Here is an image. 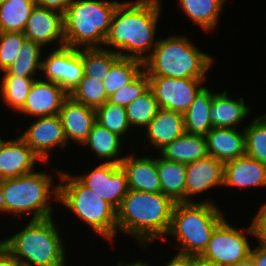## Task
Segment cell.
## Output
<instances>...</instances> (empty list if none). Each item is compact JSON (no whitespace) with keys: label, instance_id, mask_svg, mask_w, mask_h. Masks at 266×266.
<instances>
[{"label":"cell","instance_id":"6da1fadb","mask_svg":"<svg viewBox=\"0 0 266 266\" xmlns=\"http://www.w3.org/2000/svg\"><path fill=\"white\" fill-rule=\"evenodd\" d=\"M161 1L120 2L113 14L104 45L114 47L113 51L120 57L134 58L144 62L158 42L155 34L161 8H163Z\"/></svg>","mask_w":266,"mask_h":266},{"label":"cell","instance_id":"7a4b0ae2","mask_svg":"<svg viewBox=\"0 0 266 266\" xmlns=\"http://www.w3.org/2000/svg\"><path fill=\"white\" fill-rule=\"evenodd\" d=\"M174 204L162 192L129 189L117 210V233L122 231L130 235L144 247L160 237L165 241Z\"/></svg>","mask_w":266,"mask_h":266},{"label":"cell","instance_id":"3957f363","mask_svg":"<svg viewBox=\"0 0 266 266\" xmlns=\"http://www.w3.org/2000/svg\"><path fill=\"white\" fill-rule=\"evenodd\" d=\"M50 176L40 171L0 180V212L32 214L31 220L53 217L49 204L50 199L59 201V184L53 186Z\"/></svg>","mask_w":266,"mask_h":266},{"label":"cell","instance_id":"277c9868","mask_svg":"<svg viewBox=\"0 0 266 266\" xmlns=\"http://www.w3.org/2000/svg\"><path fill=\"white\" fill-rule=\"evenodd\" d=\"M213 60L187 37L172 35L158 40L151 55L143 62V69L148 76L206 78Z\"/></svg>","mask_w":266,"mask_h":266},{"label":"cell","instance_id":"5b68a950","mask_svg":"<svg viewBox=\"0 0 266 266\" xmlns=\"http://www.w3.org/2000/svg\"><path fill=\"white\" fill-rule=\"evenodd\" d=\"M53 218L30 220L20 232L2 240L12 258L27 266H66L65 246Z\"/></svg>","mask_w":266,"mask_h":266},{"label":"cell","instance_id":"8992f818","mask_svg":"<svg viewBox=\"0 0 266 266\" xmlns=\"http://www.w3.org/2000/svg\"><path fill=\"white\" fill-rule=\"evenodd\" d=\"M223 219L221 210L213 200L175 203L167 236L176 238L180 245L179 254L200 256Z\"/></svg>","mask_w":266,"mask_h":266},{"label":"cell","instance_id":"52a82bcc","mask_svg":"<svg viewBox=\"0 0 266 266\" xmlns=\"http://www.w3.org/2000/svg\"><path fill=\"white\" fill-rule=\"evenodd\" d=\"M118 1L72 0L63 14L65 46L102 48Z\"/></svg>","mask_w":266,"mask_h":266},{"label":"cell","instance_id":"ba28073f","mask_svg":"<svg viewBox=\"0 0 266 266\" xmlns=\"http://www.w3.org/2000/svg\"><path fill=\"white\" fill-rule=\"evenodd\" d=\"M59 201L94 232L113 242L117 233V211L76 176L58 170ZM63 184H62V183Z\"/></svg>","mask_w":266,"mask_h":266},{"label":"cell","instance_id":"9c48e42d","mask_svg":"<svg viewBox=\"0 0 266 266\" xmlns=\"http://www.w3.org/2000/svg\"><path fill=\"white\" fill-rule=\"evenodd\" d=\"M244 233L253 236L251 224L246 229H238L224 218L214 229L206 249L200 256L219 266L241 262L250 255L251 250Z\"/></svg>","mask_w":266,"mask_h":266},{"label":"cell","instance_id":"30bf717a","mask_svg":"<svg viewBox=\"0 0 266 266\" xmlns=\"http://www.w3.org/2000/svg\"><path fill=\"white\" fill-rule=\"evenodd\" d=\"M149 88L154 92L161 109L185 113L197 94L205 87V78L177 79L148 76Z\"/></svg>","mask_w":266,"mask_h":266},{"label":"cell","instance_id":"8fae6325","mask_svg":"<svg viewBox=\"0 0 266 266\" xmlns=\"http://www.w3.org/2000/svg\"><path fill=\"white\" fill-rule=\"evenodd\" d=\"M41 62L45 80L59 84L68 94L84 76L82 48L57 47ZM45 60V61H44Z\"/></svg>","mask_w":266,"mask_h":266},{"label":"cell","instance_id":"7c38bea8","mask_svg":"<svg viewBox=\"0 0 266 266\" xmlns=\"http://www.w3.org/2000/svg\"><path fill=\"white\" fill-rule=\"evenodd\" d=\"M75 176L116 211L129 191L126 173L118 164L103 162L91 172Z\"/></svg>","mask_w":266,"mask_h":266},{"label":"cell","instance_id":"4fadbf2b","mask_svg":"<svg viewBox=\"0 0 266 266\" xmlns=\"http://www.w3.org/2000/svg\"><path fill=\"white\" fill-rule=\"evenodd\" d=\"M20 137L45 164L52 149L67 146L58 115L38 117Z\"/></svg>","mask_w":266,"mask_h":266},{"label":"cell","instance_id":"5bb4252c","mask_svg":"<svg viewBox=\"0 0 266 266\" xmlns=\"http://www.w3.org/2000/svg\"><path fill=\"white\" fill-rule=\"evenodd\" d=\"M23 34L26 39L32 40L42 47L58 41V47L65 46L63 14L36 5Z\"/></svg>","mask_w":266,"mask_h":266},{"label":"cell","instance_id":"9a60e30c","mask_svg":"<svg viewBox=\"0 0 266 266\" xmlns=\"http://www.w3.org/2000/svg\"><path fill=\"white\" fill-rule=\"evenodd\" d=\"M68 96L69 94L59 84L35 79L19 112L32 117L58 115Z\"/></svg>","mask_w":266,"mask_h":266},{"label":"cell","instance_id":"2e32d148","mask_svg":"<svg viewBox=\"0 0 266 266\" xmlns=\"http://www.w3.org/2000/svg\"><path fill=\"white\" fill-rule=\"evenodd\" d=\"M223 184L224 163L214 157L208 155L186 164L185 202H194L193 195Z\"/></svg>","mask_w":266,"mask_h":266},{"label":"cell","instance_id":"e0dca14e","mask_svg":"<svg viewBox=\"0 0 266 266\" xmlns=\"http://www.w3.org/2000/svg\"><path fill=\"white\" fill-rule=\"evenodd\" d=\"M64 129L66 141L73 140L79 146L87 139L96 123V110L85 106L68 96L58 114Z\"/></svg>","mask_w":266,"mask_h":266},{"label":"cell","instance_id":"ac0fdd59","mask_svg":"<svg viewBox=\"0 0 266 266\" xmlns=\"http://www.w3.org/2000/svg\"><path fill=\"white\" fill-rule=\"evenodd\" d=\"M36 162L43 163L20 136L5 140L0 146V180L33 172Z\"/></svg>","mask_w":266,"mask_h":266},{"label":"cell","instance_id":"d6986e66","mask_svg":"<svg viewBox=\"0 0 266 266\" xmlns=\"http://www.w3.org/2000/svg\"><path fill=\"white\" fill-rule=\"evenodd\" d=\"M126 173L128 187L131 190L148 193H160L161 182L157 172V157H137L126 155L120 163Z\"/></svg>","mask_w":266,"mask_h":266},{"label":"cell","instance_id":"ffe728a7","mask_svg":"<svg viewBox=\"0 0 266 266\" xmlns=\"http://www.w3.org/2000/svg\"><path fill=\"white\" fill-rule=\"evenodd\" d=\"M238 188L266 186V166L248 156L238 157L224 163V184Z\"/></svg>","mask_w":266,"mask_h":266},{"label":"cell","instance_id":"44dd1931","mask_svg":"<svg viewBox=\"0 0 266 266\" xmlns=\"http://www.w3.org/2000/svg\"><path fill=\"white\" fill-rule=\"evenodd\" d=\"M146 140L159 151L185 133L184 115L180 112L159 109L145 127Z\"/></svg>","mask_w":266,"mask_h":266},{"label":"cell","instance_id":"7402d4cb","mask_svg":"<svg viewBox=\"0 0 266 266\" xmlns=\"http://www.w3.org/2000/svg\"><path fill=\"white\" fill-rule=\"evenodd\" d=\"M205 137L209 156L223 163L245 156L244 129L212 128Z\"/></svg>","mask_w":266,"mask_h":266},{"label":"cell","instance_id":"603a6c76","mask_svg":"<svg viewBox=\"0 0 266 266\" xmlns=\"http://www.w3.org/2000/svg\"><path fill=\"white\" fill-rule=\"evenodd\" d=\"M250 107L246 105L243 97L233 99L229 97L226 90L213 94L210 110V122L213 128H234L238 129L244 118L249 115Z\"/></svg>","mask_w":266,"mask_h":266},{"label":"cell","instance_id":"cb8c5ba5","mask_svg":"<svg viewBox=\"0 0 266 266\" xmlns=\"http://www.w3.org/2000/svg\"><path fill=\"white\" fill-rule=\"evenodd\" d=\"M161 157L180 163H190L207 157V142L205 136L184 133L160 150Z\"/></svg>","mask_w":266,"mask_h":266},{"label":"cell","instance_id":"d4e9b609","mask_svg":"<svg viewBox=\"0 0 266 266\" xmlns=\"http://www.w3.org/2000/svg\"><path fill=\"white\" fill-rule=\"evenodd\" d=\"M161 192L174 203L185 202L186 164L157 157Z\"/></svg>","mask_w":266,"mask_h":266},{"label":"cell","instance_id":"484cf974","mask_svg":"<svg viewBox=\"0 0 266 266\" xmlns=\"http://www.w3.org/2000/svg\"><path fill=\"white\" fill-rule=\"evenodd\" d=\"M213 94L207 87H204L195 97L184 115L185 133L192 135L206 136L213 128L210 122V110Z\"/></svg>","mask_w":266,"mask_h":266},{"label":"cell","instance_id":"4316f807","mask_svg":"<svg viewBox=\"0 0 266 266\" xmlns=\"http://www.w3.org/2000/svg\"><path fill=\"white\" fill-rule=\"evenodd\" d=\"M121 137L95 123L87 139L81 145L87 147L96 153L100 159L107 160L105 163L118 164L122 162L124 157H118L121 151Z\"/></svg>","mask_w":266,"mask_h":266},{"label":"cell","instance_id":"83f0119b","mask_svg":"<svg viewBox=\"0 0 266 266\" xmlns=\"http://www.w3.org/2000/svg\"><path fill=\"white\" fill-rule=\"evenodd\" d=\"M226 0H179L183 11L199 25L203 31L210 32L219 23L218 19Z\"/></svg>","mask_w":266,"mask_h":266},{"label":"cell","instance_id":"f1b7e54d","mask_svg":"<svg viewBox=\"0 0 266 266\" xmlns=\"http://www.w3.org/2000/svg\"><path fill=\"white\" fill-rule=\"evenodd\" d=\"M36 0H7L0 4V32H22Z\"/></svg>","mask_w":266,"mask_h":266},{"label":"cell","instance_id":"f546056e","mask_svg":"<svg viewBox=\"0 0 266 266\" xmlns=\"http://www.w3.org/2000/svg\"><path fill=\"white\" fill-rule=\"evenodd\" d=\"M42 48L40 44L25 39L17 58L3 76L35 77L37 70H41Z\"/></svg>","mask_w":266,"mask_h":266},{"label":"cell","instance_id":"4dcf8cb0","mask_svg":"<svg viewBox=\"0 0 266 266\" xmlns=\"http://www.w3.org/2000/svg\"><path fill=\"white\" fill-rule=\"evenodd\" d=\"M143 70V62L127 57H119L104 77L103 85L109 98L124 84H128Z\"/></svg>","mask_w":266,"mask_h":266},{"label":"cell","instance_id":"1f68e13d","mask_svg":"<svg viewBox=\"0 0 266 266\" xmlns=\"http://www.w3.org/2000/svg\"><path fill=\"white\" fill-rule=\"evenodd\" d=\"M120 56L112 49L103 48H82V62L84 65V75L104 80L112 64Z\"/></svg>","mask_w":266,"mask_h":266},{"label":"cell","instance_id":"d6a6232c","mask_svg":"<svg viewBox=\"0 0 266 266\" xmlns=\"http://www.w3.org/2000/svg\"><path fill=\"white\" fill-rule=\"evenodd\" d=\"M159 109L154 92L150 88L125 107L130 126L139 128H145Z\"/></svg>","mask_w":266,"mask_h":266},{"label":"cell","instance_id":"836d02e7","mask_svg":"<svg viewBox=\"0 0 266 266\" xmlns=\"http://www.w3.org/2000/svg\"><path fill=\"white\" fill-rule=\"evenodd\" d=\"M36 77L3 76L0 85L1 97L13 111H20Z\"/></svg>","mask_w":266,"mask_h":266},{"label":"cell","instance_id":"e575fe53","mask_svg":"<svg viewBox=\"0 0 266 266\" xmlns=\"http://www.w3.org/2000/svg\"><path fill=\"white\" fill-rule=\"evenodd\" d=\"M245 155L266 166V114L255 118L244 128Z\"/></svg>","mask_w":266,"mask_h":266},{"label":"cell","instance_id":"d590c367","mask_svg":"<svg viewBox=\"0 0 266 266\" xmlns=\"http://www.w3.org/2000/svg\"><path fill=\"white\" fill-rule=\"evenodd\" d=\"M69 96L73 100L94 109L102 106L109 99L105 92L103 82L85 75Z\"/></svg>","mask_w":266,"mask_h":266},{"label":"cell","instance_id":"8d00e7d4","mask_svg":"<svg viewBox=\"0 0 266 266\" xmlns=\"http://www.w3.org/2000/svg\"><path fill=\"white\" fill-rule=\"evenodd\" d=\"M95 110L96 122L121 138L131 128L124 107L107 101Z\"/></svg>","mask_w":266,"mask_h":266},{"label":"cell","instance_id":"74e56055","mask_svg":"<svg viewBox=\"0 0 266 266\" xmlns=\"http://www.w3.org/2000/svg\"><path fill=\"white\" fill-rule=\"evenodd\" d=\"M149 88V77L143 69L132 81L124 84L115 93H113L108 101L112 104L126 107L133 100L140 97Z\"/></svg>","mask_w":266,"mask_h":266},{"label":"cell","instance_id":"f35d334b","mask_svg":"<svg viewBox=\"0 0 266 266\" xmlns=\"http://www.w3.org/2000/svg\"><path fill=\"white\" fill-rule=\"evenodd\" d=\"M25 35L22 32H0V69L7 70L22 47Z\"/></svg>","mask_w":266,"mask_h":266},{"label":"cell","instance_id":"ab89813d","mask_svg":"<svg viewBox=\"0 0 266 266\" xmlns=\"http://www.w3.org/2000/svg\"><path fill=\"white\" fill-rule=\"evenodd\" d=\"M251 222L253 236L259 241V246L266 248V203L261 205Z\"/></svg>","mask_w":266,"mask_h":266},{"label":"cell","instance_id":"60d3db41","mask_svg":"<svg viewBox=\"0 0 266 266\" xmlns=\"http://www.w3.org/2000/svg\"><path fill=\"white\" fill-rule=\"evenodd\" d=\"M71 2L72 0H36V5L64 14Z\"/></svg>","mask_w":266,"mask_h":266},{"label":"cell","instance_id":"b9f144b4","mask_svg":"<svg viewBox=\"0 0 266 266\" xmlns=\"http://www.w3.org/2000/svg\"><path fill=\"white\" fill-rule=\"evenodd\" d=\"M255 266H266V248L257 245L256 248H251L249 255Z\"/></svg>","mask_w":266,"mask_h":266},{"label":"cell","instance_id":"7bdbcfd3","mask_svg":"<svg viewBox=\"0 0 266 266\" xmlns=\"http://www.w3.org/2000/svg\"><path fill=\"white\" fill-rule=\"evenodd\" d=\"M170 259L165 266H193V256L177 253Z\"/></svg>","mask_w":266,"mask_h":266},{"label":"cell","instance_id":"ee69618b","mask_svg":"<svg viewBox=\"0 0 266 266\" xmlns=\"http://www.w3.org/2000/svg\"><path fill=\"white\" fill-rule=\"evenodd\" d=\"M17 262L12 258L9 248L0 240V266H16Z\"/></svg>","mask_w":266,"mask_h":266},{"label":"cell","instance_id":"f6af8a7d","mask_svg":"<svg viewBox=\"0 0 266 266\" xmlns=\"http://www.w3.org/2000/svg\"><path fill=\"white\" fill-rule=\"evenodd\" d=\"M193 266H219L215 262L206 260L201 256H193Z\"/></svg>","mask_w":266,"mask_h":266},{"label":"cell","instance_id":"bcb514c9","mask_svg":"<svg viewBox=\"0 0 266 266\" xmlns=\"http://www.w3.org/2000/svg\"><path fill=\"white\" fill-rule=\"evenodd\" d=\"M227 266H255V264L253 262V259L250 256H248L246 259L242 260L241 262H237Z\"/></svg>","mask_w":266,"mask_h":266},{"label":"cell","instance_id":"7dc6e473","mask_svg":"<svg viewBox=\"0 0 266 266\" xmlns=\"http://www.w3.org/2000/svg\"><path fill=\"white\" fill-rule=\"evenodd\" d=\"M117 266H151L150 264H148V263H146V261L145 262H142L141 260L139 261H137V262H134V263H123V261H119V262H117Z\"/></svg>","mask_w":266,"mask_h":266},{"label":"cell","instance_id":"c3c4849f","mask_svg":"<svg viewBox=\"0 0 266 266\" xmlns=\"http://www.w3.org/2000/svg\"><path fill=\"white\" fill-rule=\"evenodd\" d=\"M5 140H2V138L0 137V146L2 145V143L4 142Z\"/></svg>","mask_w":266,"mask_h":266},{"label":"cell","instance_id":"681fc988","mask_svg":"<svg viewBox=\"0 0 266 266\" xmlns=\"http://www.w3.org/2000/svg\"><path fill=\"white\" fill-rule=\"evenodd\" d=\"M16 266H27V265L17 263Z\"/></svg>","mask_w":266,"mask_h":266},{"label":"cell","instance_id":"f907efd6","mask_svg":"<svg viewBox=\"0 0 266 266\" xmlns=\"http://www.w3.org/2000/svg\"><path fill=\"white\" fill-rule=\"evenodd\" d=\"M5 1H7V0H0V4H1V3H4Z\"/></svg>","mask_w":266,"mask_h":266}]
</instances>
